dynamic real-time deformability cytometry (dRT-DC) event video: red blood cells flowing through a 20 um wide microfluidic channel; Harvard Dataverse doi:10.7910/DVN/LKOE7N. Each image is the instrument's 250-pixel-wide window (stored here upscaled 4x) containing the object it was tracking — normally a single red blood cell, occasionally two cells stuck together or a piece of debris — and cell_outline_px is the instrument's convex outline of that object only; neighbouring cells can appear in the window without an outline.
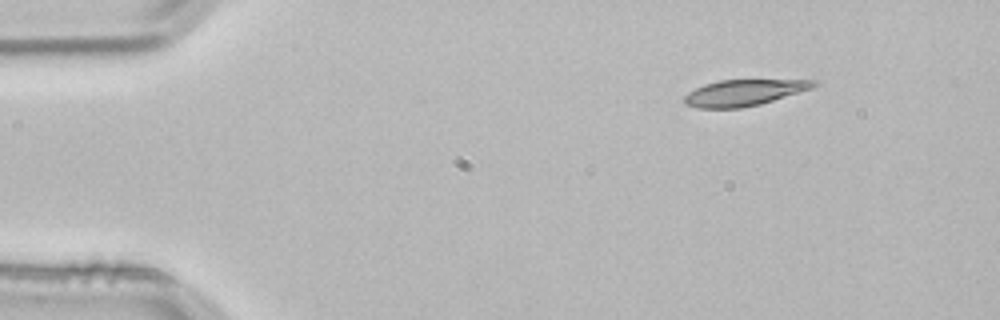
{"species": "common noctule bat (a hibernating species)", "species_latin": "Nyctalus noctula", "temperature_condition": "room temperature", "stored_images_in_passage": 3, "segment_of_instrument_passage": [1, 2], "camera_frame_rate_fps": 3000, "um_per_image_px": 0.085, "animal": {"sex": "male", "body_mass_g": 21.5, "forearm_length_mm": 52.0}, "frame": {"image": 1, "passage_image": 1, "time_ms": 0.0, "image_size_px": [1000, 320], "cell_outline_px": [[820, 84], [812, 88], [760, 104], [740, 108], [700, 108], [684, 104], [684, 96], [688, 92], [704, 84], [720, 80], [816, 80]], "centroid_in_image_um": [63.22, 7.87], "position_along_channel_um": 21.8, "area_um2": 19.59}}